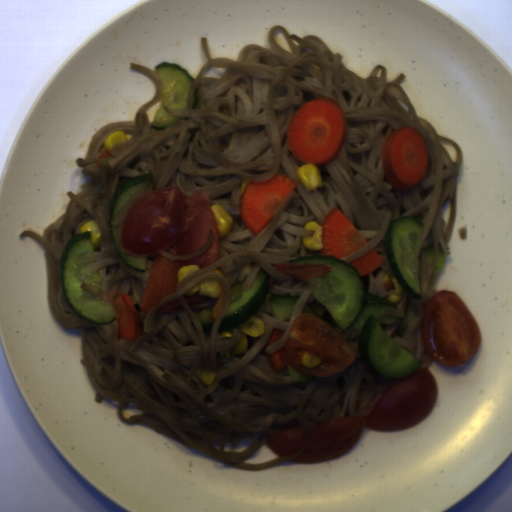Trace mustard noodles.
<instances>
[{
    "mask_svg": "<svg viewBox=\"0 0 512 512\" xmlns=\"http://www.w3.org/2000/svg\"><path fill=\"white\" fill-rule=\"evenodd\" d=\"M281 29L291 48L289 53L273 37ZM268 47L248 43L238 60L212 58L206 38L201 49L206 59L187 93V109H169L180 120L166 130H154L151 124L161 104L162 86L151 67L129 63V69L152 80L156 93L139 106L132 121L104 124L90 141L86 157L75 159L80 173L90 176L78 193L69 190V202L63 213L42 234L25 229L19 237L30 236L44 246L49 305L63 329L78 328L82 358L95 403L118 400L117 414L123 422L142 425L170 436L225 466L244 471H265L296 459L309 442L306 425L337 417H366L385 393L404 378H388L374 373L362 358L359 335L348 339L354 361L335 375L313 376L305 383L292 382L286 365L273 371L267 359L286 343L295 320L306 305L323 315L326 309L303 279L288 277L275 266L299 256L322 255L303 244L316 230L304 228L323 220L333 208L342 213L367 242L345 258L352 264L371 250L382 265L361 276L364 290L386 301L391 293L383 278H395L386 254L385 236L390 223L403 216L424 224L418 248L421 299H413L404 289L396 307L383 308L380 314L404 317L408 297L419 309L420 322L409 324L404 337L395 335L402 320L382 324L384 333L419 360L428 371L434 360L428 354L421 331L426 304L436 293L429 283L434 271L439 244L445 259L450 254L463 165L460 143L441 136L433 125L419 118L403 88L406 79L400 73L388 81L386 66L377 64L368 77L349 69L343 55L332 53L317 37L289 33L282 25H273L266 37ZM226 68L221 78L203 76L210 67ZM194 89L198 93L191 108ZM317 97H330L339 104L347 134L329 165H318L322 185L307 191L296 171L303 162L291 157L286 140V125L297 106ZM418 129L428 151L426 176L412 189L398 190L385 178L380 154L386 136L401 128ZM125 131L128 141L111 151L113 157L97 159L106 138ZM449 141L458 150L453 162L440 141ZM148 173L146 183L123 206L111 223L119 226L129 207L142 195L178 185L183 194L203 191L211 206L221 204L233 218L232 229L219 238L218 262L184 278L177 291L152 307L139 309L148 281L153 255L147 256L146 272L125 266L110 236L109 201L125 180ZM292 177L297 186L258 234L250 232L240 214L241 183L265 181L275 174ZM452 204L446 230L441 207L447 198ZM98 221L102 238L94 251L93 271H98L103 287L80 288L103 296L111 302L124 292L131 296L140 318L137 342L117 339L114 321L95 325L78 317L68 306L61 290L59 258L70 238L88 221ZM433 244L434 261L426 267L423 248ZM248 262L250 271L237 280ZM270 276L267 297L255 316L262 319L261 337L247 335L244 354L232 355L241 336L219 338L222 316L230 306V291L241 285L246 290L260 268ZM219 268L224 276L213 269ZM205 278L222 281L224 298L210 332L204 333L198 313L216 304L208 297L202 303L188 305L183 295ZM301 296L290 319L272 318L271 294ZM218 297V296H217ZM178 299V313H156L168 302ZM272 328L286 331L281 339L266 348ZM203 367L216 373L212 385L195 374ZM416 369V370H417ZM141 414L123 419L122 407L137 403ZM301 425L306 442L292 456L277 457L262 465L241 463L263 444L267 434ZM253 439L244 452H224L225 444H238L244 437ZM268 448V447H267ZM269 449V448H268ZM270 450V449H269ZM271 451V450H270ZM274 453V452H273ZM275 454V453H274ZM276 455V454H275Z\"/></svg>",
    "mask_w": 512,
    "mask_h": 512,
    "instance_id": "0af2e427",
    "label": "mustard noodles"
},
{
    "mask_svg": "<svg viewBox=\"0 0 512 512\" xmlns=\"http://www.w3.org/2000/svg\"><path fill=\"white\" fill-rule=\"evenodd\" d=\"M214 239V234H213V230L210 229L209 231V234H208V239H207V242L201 247L199 248L196 252H194L193 254H188V255H173L171 253H168L166 251H161L160 253H158L160 256H163L165 258H168V259H173V260H191L201 254H203L206 250H208L212 244V241Z\"/></svg>",
    "mask_w": 512,
    "mask_h": 512,
    "instance_id": "7f7daa86",
    "label": "mustard noodles"
}]
</instances>
